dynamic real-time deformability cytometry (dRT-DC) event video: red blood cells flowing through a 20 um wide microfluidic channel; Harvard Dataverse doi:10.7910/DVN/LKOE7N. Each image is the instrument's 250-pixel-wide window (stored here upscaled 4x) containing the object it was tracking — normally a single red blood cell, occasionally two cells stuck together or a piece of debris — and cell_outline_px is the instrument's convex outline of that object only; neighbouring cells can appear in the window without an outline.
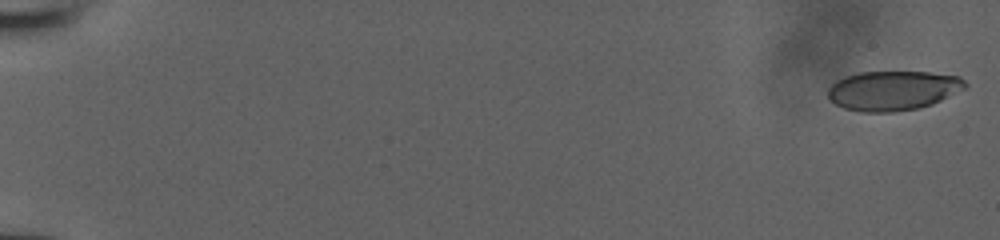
{"species": "human", "species_latin": "Homo sapiens", "temperature_condition": "room temperature", "stored_images_in_passage": 53, "camera_frame_rate_fps": 3000, "um_per_image_px": 0.085, "donor": {"sex": "male"}, "frame": {"image": 1, "passage_image": 1, "time_ms": 0.0, "image_size_px": [1000, 240], "cell_outline_px": [[968, 88], [932, 104], [916, 108], [892, 112], [860, 112], [844, 108], [828, 100], [828, 88], [836, 80], [844, 76], [856, 72], [928, 72], [960, 76], [968, 84]], "centroid_in_image_um": [75.9, 7.69], "position_along_channel_um": 9.1, "area_um2": 31.96}}
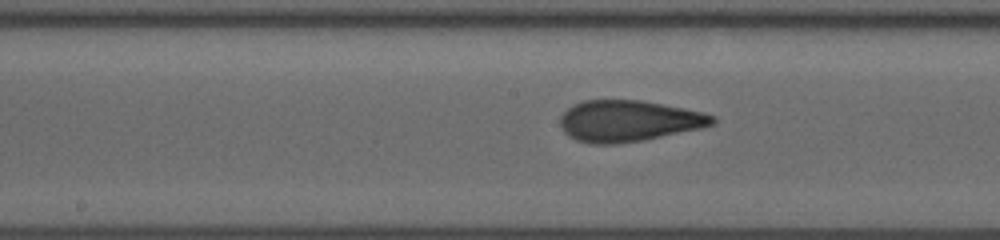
{"frame": {"image": 2, "passage_image": 30, "time_ms": 9.667, "image_size_px": [1000, 240], "cell_outline_px": [[716, 120], [712, 124], [700, 128], [640, 140], [616, 144], [588, 144], [576, 140], [568, 136], [564, 132], [560, 124], [560, 116], [572, 104], [584, 100], [640, 100], [684, 108], [704, 112], [716, 116]], "centroid_in_image_um": [53.38, 10.27], "position_along_channel_um": 194.8, "area_um2": 36.47}}
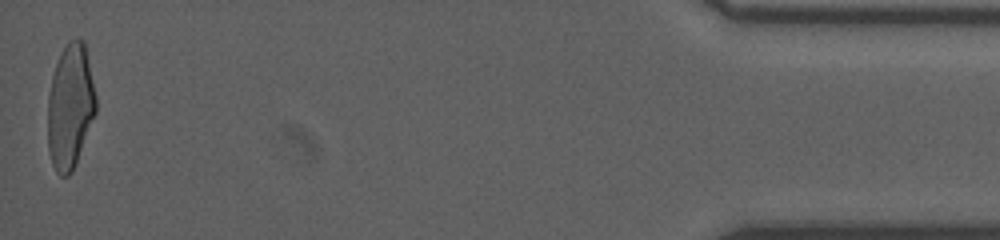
{"frame": {"image": 3, "passage_image": 53, "time_ms": 17.333, "image_size_px": [1000, 240], "cell_outline_px": [[96, 112], [76, 164], [72, 172], [68, 176], [60, 176], [56, 172], [52, 164], [48, 152], [48, 96], [52, 76], [60, 52], [68, 40], [84, 40], [96, 96]], "centroid_in_image_um": [5.96, 9.08], "position_along_channel_um": 429.2, "area_um2": 35.08}}